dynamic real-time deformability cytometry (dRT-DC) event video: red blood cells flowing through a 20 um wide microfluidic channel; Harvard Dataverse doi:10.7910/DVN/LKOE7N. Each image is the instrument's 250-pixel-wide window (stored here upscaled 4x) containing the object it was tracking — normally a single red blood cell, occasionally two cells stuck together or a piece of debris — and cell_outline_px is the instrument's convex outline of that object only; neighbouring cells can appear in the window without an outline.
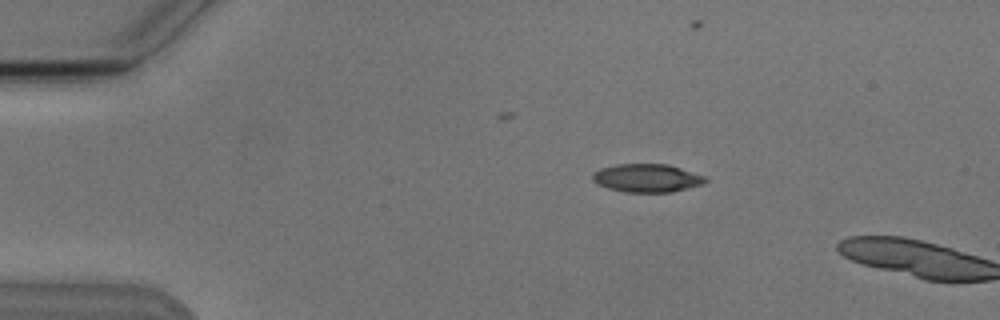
{"species": "Egyptian fruit bat (a non-hibernating species)", "species_latin": "Rousettus aegyptiacus", "temperature_condition": "cold", "stored_images_in_passage": 2, "camera_frame_rate_fps": 3000, "um_per_image_px": 0.085, "animal": {"sex": "male"}, "frame": {"image": 1, "passage_image": 1, "time_ms": 0.0, "image_size_px": [1000, 320], "cell_outline_px": [[708, 180], [704, 184], [672, 192], [624, 192], [608, 188], [596, 184], [592, 180], [592, 172], [600, 168], [616, 164], [668, 164], [708, 176]], "centroid_in_image_um": [55.0, 15.13], "position_along_channel_um": 30.0, "area_um2": 18.9}}